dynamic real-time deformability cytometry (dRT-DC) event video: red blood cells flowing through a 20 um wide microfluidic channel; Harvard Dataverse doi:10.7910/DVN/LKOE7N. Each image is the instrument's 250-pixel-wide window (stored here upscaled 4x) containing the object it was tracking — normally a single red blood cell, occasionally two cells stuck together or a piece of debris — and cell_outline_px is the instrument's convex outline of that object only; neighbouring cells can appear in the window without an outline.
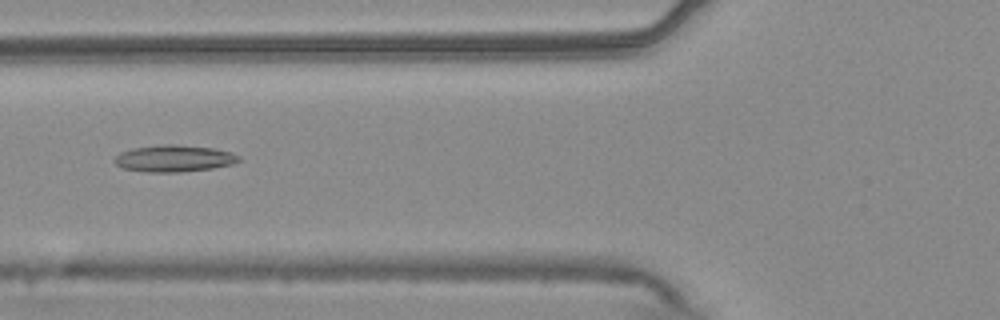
{"species": "common noctule bat (a hibernating species)", "species_latin": "Nyctalus noctula", "temperature_condition": "warm", "stored_images_in_passage": 54, "camera_frame_rate_fps": 3000, "um_per_image_px": 0.085, "animal": {"sex": "male", "body_mass_g": 20.4}, "frame": {"image": 1, "passage_image": 21, "time_ms": 6.667, "image_size_px": [1000, 320], "cell_outline_px": [[240, 160], [232, 164], [212, 168], [180, 172], [148, 172], [124, 168], [116, 164], [112, 160], [120, 152], [132, 148], [164, 144], [172, 144], [212, 148], [232, 152], [240, 156]], "centroid_in_image_um": [14.79, 13.46], "position_along_channel_um": 111.0, "area_um2": 19.31}}
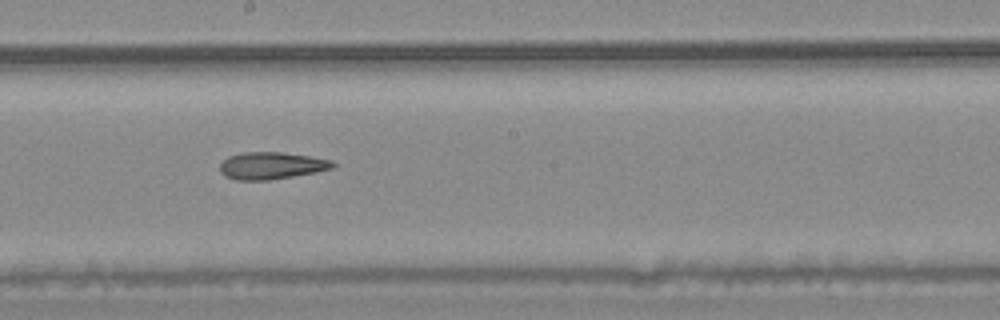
{"frame": {"image": 2, "passage_image": 30, "time_ms": 9.667, "image_size_px": [1000, 320], "cell_outline_px": [[336, 164], [332, 168], [316, 172], [268, 180], [236, 180], [224, 176], [220, 172], [220, 164], [228, 156], [244, 152], [280, 152], [308, 156], [332, 160]], "centroid_in_image_um": [23.04, 14.08], "position_along_channel_um": 225.2, "area_um2": 17.74}}
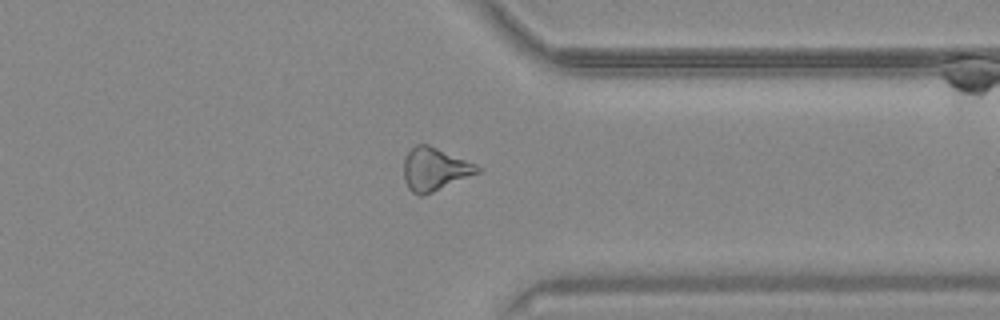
{"frame": {"image": 3, "passage_image": 42, "time_ms": 13.667, "image_size_px": [1000, 320], "cell_outline_px": [[484, 168], [480, 172], [424, 196], [420, 196], [412, 192], [408, 188], [404, 180], [404, 160], [408, 152], [416, 144], [428, 144], [476, 164]], "centroid_in_image_um": [36.96, 14.39], "position_along_channel_um": 374.4, "area_um2": 18.5}}